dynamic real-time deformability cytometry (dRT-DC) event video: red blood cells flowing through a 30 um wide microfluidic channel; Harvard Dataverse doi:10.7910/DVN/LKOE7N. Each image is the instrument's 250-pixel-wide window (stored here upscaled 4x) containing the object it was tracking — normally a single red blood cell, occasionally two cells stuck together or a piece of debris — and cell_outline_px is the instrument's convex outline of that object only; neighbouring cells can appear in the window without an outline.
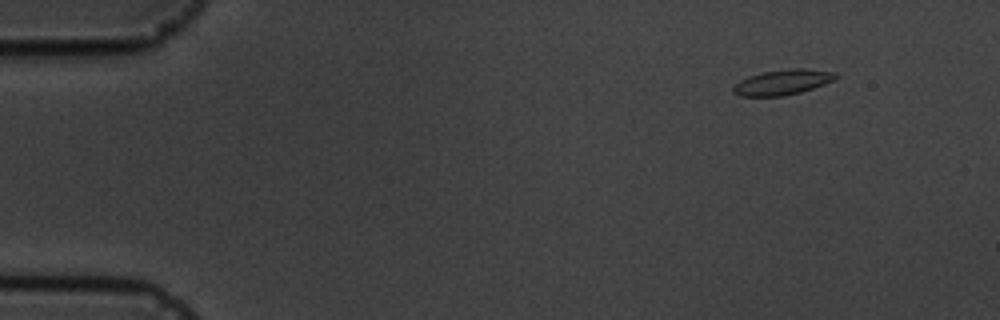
{"species": "common noctule bat (a hibernating species)", "species_latin": "Nyctalus noctula", "temperature_condition": "cold", "stored_images_in_passage": 4, "camera_frame_rate_fps": 3000, "um_per_image_px": 0.085, "animal": {"sex": "male", "body_mass_g": 19.5, "forearm_length_mm": 54.6}, "frame": {"image": 1, "passage_image": 1, "time_ms": 0.0, "image_size_px": [1000, 320], "cell_outline_px": [[840, 76], [836, 80], [800, 92], [784, 96], [740, 96], [732, 92], [732, 88], [740, 80], [748, 76], [764, 72], [792, 68], [804, 68], [836, 72]], "centroid_in_image_um": [66.55, 6.98], "position_along_channel_um": 18.4, "area_um2": 15.14}}
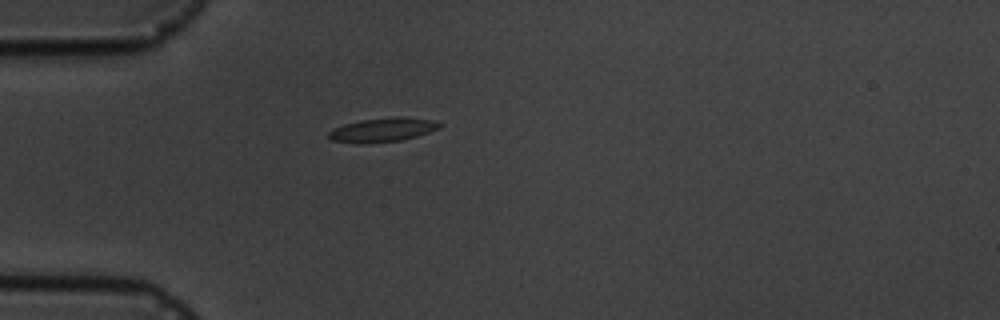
{"frame": {"image": 2, "passage_image": 4, "time_ms": 3.333, "image_size_px": [1000, 320], "cell_outline_px": [[440, 128], [416, 136], [400, 140], [364, 144], [356, 144], [332, 140], [328, 136], [328, 132], [332, 128], [344, 124], [360, 120], [400, 116], [436, 120], [440, 124]], "centroid_in_image_um": [32.49, 11.04], "position_along_channel_um": 52.5, "area_um2": 15.61}}